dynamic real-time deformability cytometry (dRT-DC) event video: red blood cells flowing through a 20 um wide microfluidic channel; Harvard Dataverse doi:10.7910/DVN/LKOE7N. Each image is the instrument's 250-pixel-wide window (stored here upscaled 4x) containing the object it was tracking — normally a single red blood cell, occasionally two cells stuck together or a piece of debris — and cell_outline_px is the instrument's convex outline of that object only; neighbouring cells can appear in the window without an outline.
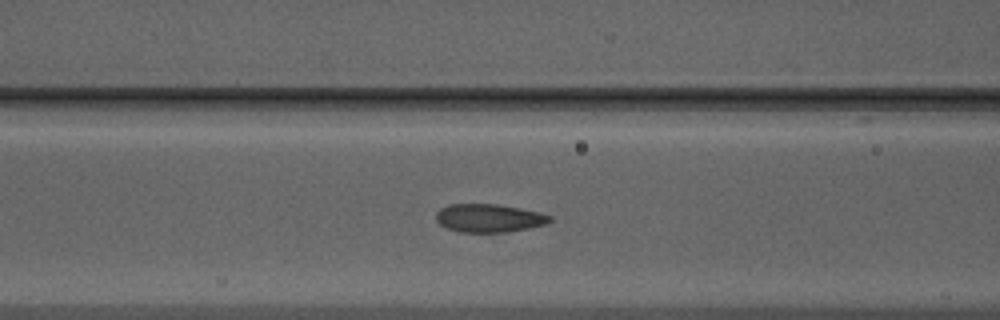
{"species": "Egyptian fruit bat (a non-hibernating species)", "species_latin": "Rousettus aegyptiacus", "temperature_condition": "warm", "stored_images_in_passage": 35, "camera_frame_rate_fps": 3000, "um_per_image_px": 0.085, "animal": {"sex": "male"}, "frame": {"image": 1, "passage_image": 7, "time_ms": 2.0, "image_size_px": [1000, 320], "cell_outline_px": [[552, 220], [544, 224], [528, 228], [508, 232], [460, 232], [448, 228], [440, 224], [436, 220], [436, 212], [440, 208], [448, 204], [496, 204], [520, 208], [552, 216]], "centroid_in_image_um": [41.53, 18.53], "position_along_channel_um": 125.1, "area_um2": 18.61}}
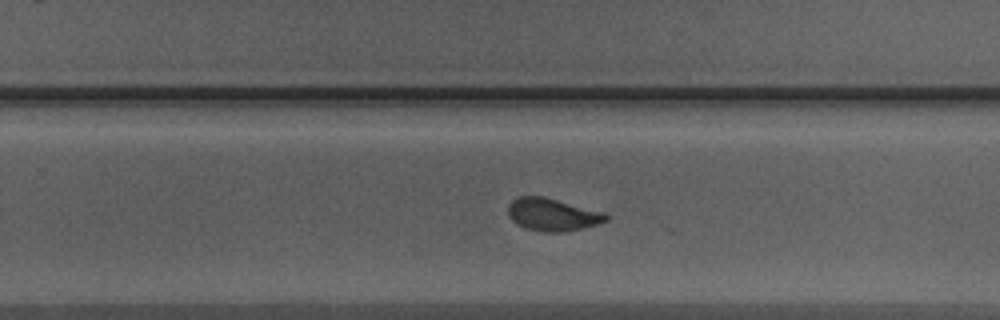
{"frame": {"image": 2, "passage_image": 19, "time_ms": 6.0, "image_size_px": [1000, 320], "cell_outline_px": [[608, 220], [596, 224], [564, 232], [540, 232], [516, 224], [508, 216], [508, 204], [516, 196], [544, 196], [604, 212], [608, 216]], "centroid_in_image_um": [46.92, 18.23], "position_along_channel_um": 282.9, "area_um2": 18.61}}
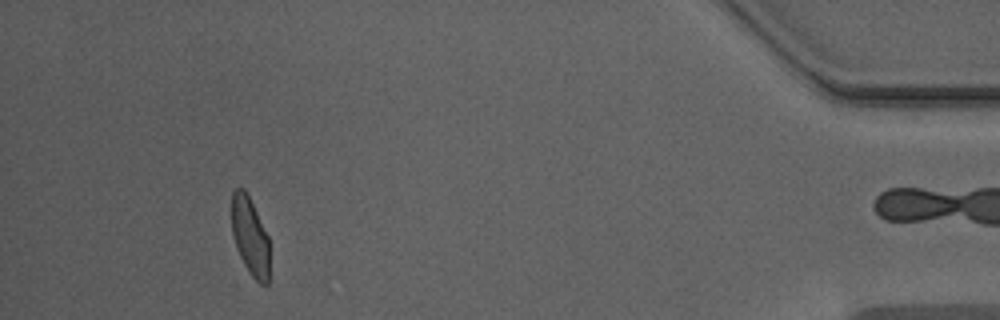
{"frame": {"image": 3, "passage_image": 34, "time_ms": 11.0, "image_size_px": [1000, 320], "cell_outline_px": [[268, 284], [260, 284], [248, 272], [236, 248], [232, 236], [232, 192], [236, 188], [244, 188], [268, 236]], "centroid_in_image_um": [21.23, 20.1], "position_along_channel_um": 414.0, "area_um2": 16.94}, "authors_computed_cell_mechanics": {"area_um2": 18.6116, "velocity_mm_per_s": 3.9651, "shape_relaxation_time_tau1_ms": 5.0732, "shape_relaxation_time_tau2_ms": 0.8716, "deformation_change_tau1": 0.1543, "deformation_change_tau2": 0.043}}